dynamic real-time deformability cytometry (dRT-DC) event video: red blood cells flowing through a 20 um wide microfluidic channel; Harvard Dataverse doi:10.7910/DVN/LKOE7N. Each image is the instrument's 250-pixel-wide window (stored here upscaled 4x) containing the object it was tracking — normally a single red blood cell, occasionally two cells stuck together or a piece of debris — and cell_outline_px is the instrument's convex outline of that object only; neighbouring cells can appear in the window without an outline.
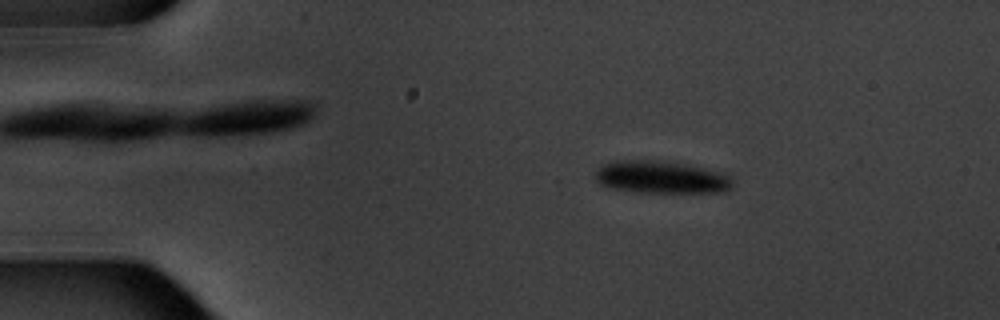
{"species": "common noctule bat (a hibernating species)", "species_latin": "Nyctalus noctula", "temperature_condition": "warm", "stored_images_in_passage": 5, "camera_frame_rate_fps": 3000, "um_per_image_px": 0.085, "animal": {"sex": "male", "body_mass_g": 20.1, "forearm_length_mm": 53.5}, "frame": {"image": 1, "passage_image": 2, "time_ms": 1.0, "image_size_px": [1000, 320], "cell_outline_px": [[732, 188], [724, 192], [636, 192], [604, 188], [592, 176], [604, 164], [616, 160], [656, 160], [684, 164], [728, 172], [732, 176]], "centroid_in_image_um": [56.21, 15.07], "position_along_channel_um": 28.8, "area_um2": 26.53}}
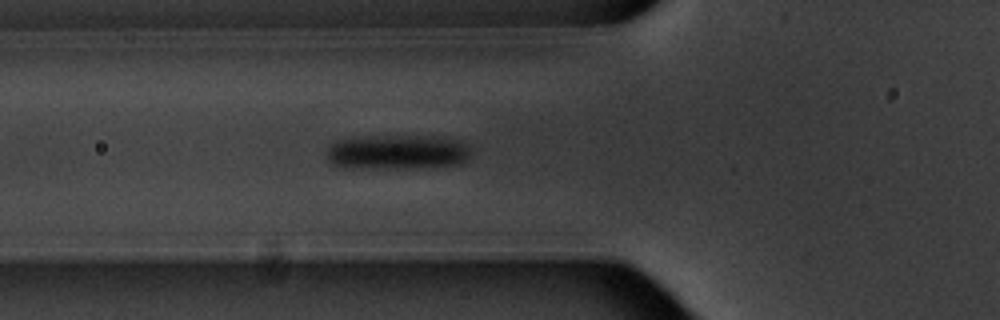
{"frame": {"image": 2, "passage_image": 5, "time_ms": 4.667, "image_size_px": [1000, 320], "cell_outline_px": [[468, 156], [460, 164], [408, 168], [348, 168], [332, 164], [324, 156], [324, 152], [336, 140], [408, 136], [460, 140], [468, 148]], "centroid_in_image_um": [33.68, 12.97], "position_along_channel_um": 92.1, "area_um2": 28.26}}